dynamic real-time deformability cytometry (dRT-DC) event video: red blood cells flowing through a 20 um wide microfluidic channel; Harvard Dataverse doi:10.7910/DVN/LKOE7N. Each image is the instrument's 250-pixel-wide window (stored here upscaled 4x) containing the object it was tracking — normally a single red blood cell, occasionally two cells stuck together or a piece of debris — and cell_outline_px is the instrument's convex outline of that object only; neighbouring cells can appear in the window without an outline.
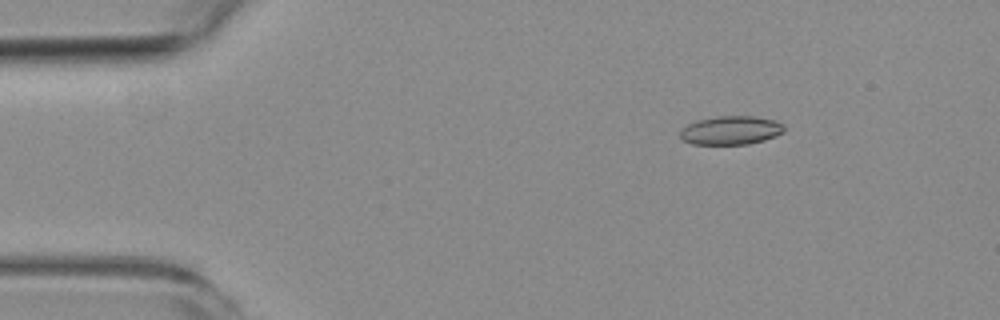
{"species": "common noctule bat (a hibernating species)", "species_latin": "Nyctalus noctula", "temperature_condition": "room temperature", "stored_images_in_passage": 6, "camera_frame_rate_fps": 3000, "um_per_image_px": 0.085, "animal": {"sex": "female", "body_mass_g": 19.3, "forearm_length_mm": 54.1}, "frame": {"image": 1, "passage_image": 3, "time_ms": 2.333, "image_size_px": [1000, 320], "cell_outline_px": [[784, 132], [776, 136], [764, 140], [748, 144], [692, 144], [684, 140], [680, 136], [680, 128], [696, 120], [716, 116], [752, 116], [776, 120], [784, 124]], "centroid_in_image_um": [62.13, 11.07], "position_along_channel_um": 22.9, "area_um2": 17.51}}
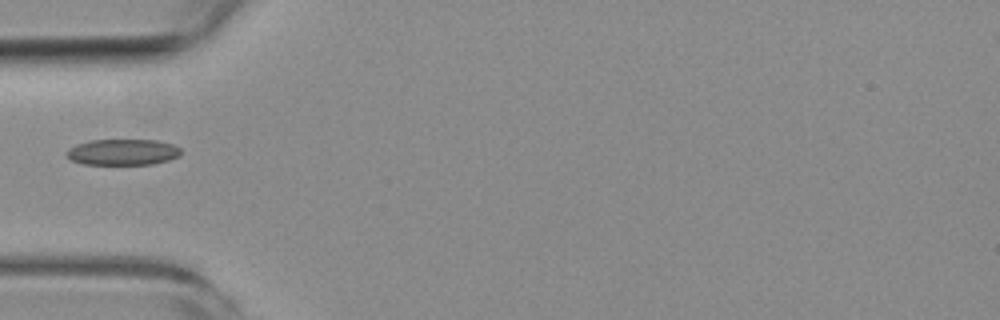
{"frame": {"image": 2, "passage_image": 6, "time_ms": 5.667, "image_size_px": [1000, 320], "cell_outline_px": [[180, 156], [168, 160], [152, 164], [84, 164], [72, 160], [68, 156], [68, 148], [76, 144], [92, 140], [156, 140], [172, 144], [180, 148]], "centroid_in_image_um": [10.45, 12.92], "position_along_channel_um": 74.5, "area_um2": 17.17}}